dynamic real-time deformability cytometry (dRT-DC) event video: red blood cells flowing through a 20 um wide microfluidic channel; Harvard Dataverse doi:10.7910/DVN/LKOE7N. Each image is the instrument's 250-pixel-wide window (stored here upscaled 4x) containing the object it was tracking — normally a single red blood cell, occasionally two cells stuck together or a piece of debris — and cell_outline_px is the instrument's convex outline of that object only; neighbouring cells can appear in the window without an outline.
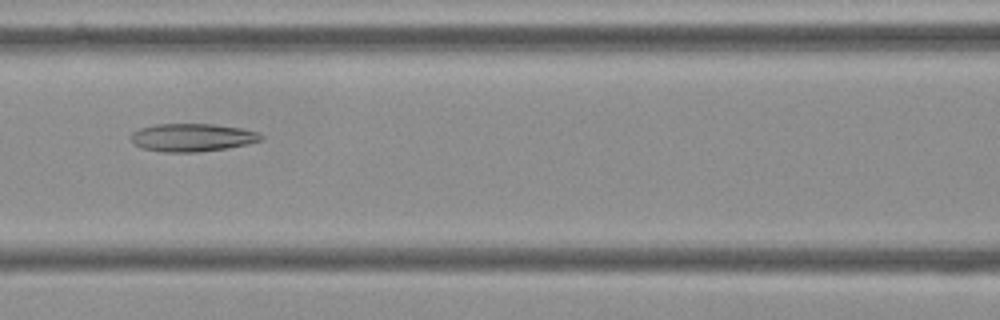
{"species": "Egyptian fruit bat (a non-hibernating species)", "species_latin": "Rousettus aegyptiacus", "temperature_condition": "cold", "stored_images_in_passage": 55, "camera_frame_rate_fps": 3000, "um_per_image_px": 0.085, "frame": {"image": 1, "passage_image": 24, "time_ms": 7.667, "image_size_px": [1000, 320], "cell_outline_px": [[264, 140], [228, 148], [196, 152], [160, 152], [140, 148], [132, 140], [132, 132], [140, 128], [156, 124], [212, 124], [244, 128], [256, 132], [264, 136]], "centroid_in_image_um": [16.36, 11.69], "position_along_channel_um": 150.2, "area_um2": 21.27}}
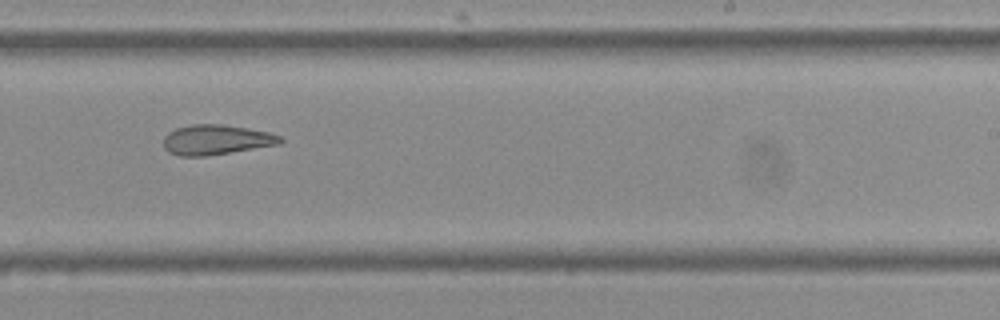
{"frame": {"image": 2, "passage_image": 34, "time_ms": 11.0, "image_size_px": [1000, 320], "cell_outline_px": [[284, 140], [280, 144], [204, 156], [180, 156], [168, 152], [164, 148], [164, 136], [168, 132], [176, 128], [192, 124], [220, 124], [272, 132], [280, 136]], "centroid_in_image_um": [18.37, 11.87], "position_along_channel_um": 270.6, "area_um2": 20.35}}
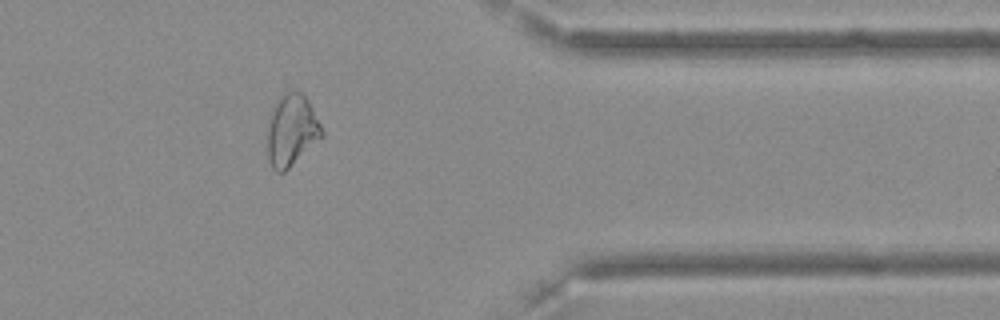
{"frame": {"image": 3, "passage_image": 45, "time_ms": 14.667, "image_size_px": [1000, 320], "cell_outline_px": [[324, 136], [284, 172], [276, 172], [272, 168], [268, 160], [268, 124], [272, 104], [276, 100], [292, 88], [300, 92], [308, 100], [324, 132]], "centroid_in_image_um": [24.77, 11.06], "position_along_channel_um": 386.6, "area_um2": 22.83}, "authors_computed_cell_mechanics": {"area_um2": 23.8136, "velocity_mm_per_s": 3.6219, "shape_relaxation_time_tau1_ms": null, "shape_relaxation_time_tau2_ms": 5.6203, "deformation_change_tau1": null, "deformation_change_tau2": 0.159}}